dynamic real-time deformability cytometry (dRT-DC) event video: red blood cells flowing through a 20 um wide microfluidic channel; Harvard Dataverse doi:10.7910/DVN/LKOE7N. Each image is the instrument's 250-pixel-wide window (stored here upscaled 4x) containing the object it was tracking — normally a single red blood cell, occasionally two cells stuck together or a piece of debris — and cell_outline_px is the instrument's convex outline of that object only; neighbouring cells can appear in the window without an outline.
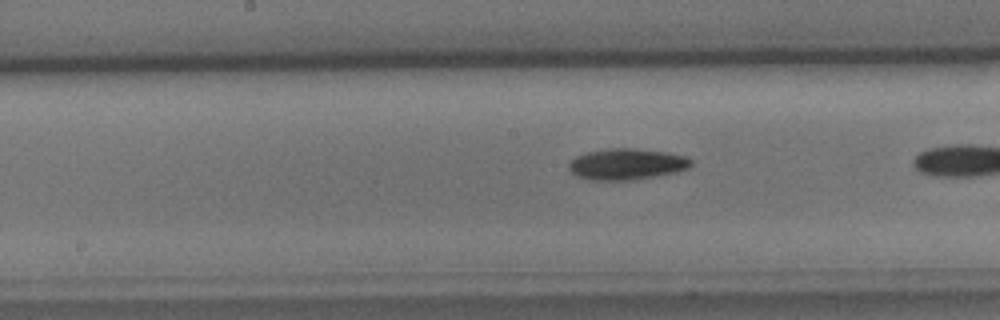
{"species": "common noctule bat (a hibernating species)", "species_latin": "Nyctalus noctula", "temperature_condition": "cold", "stored_images_in_passage": 36, "camera_frame_rate_fps": 3000, "um_per_image_px": 0.085, "animal": {"sex": "male", "body_mass_g": 15.6}, "frame": {"image": 1, "passage_image": 21, "time_ms": 6.667, "image_size_px": [1000, 320], "cell_outline_px": [[692, 164], [688, 168], [676, 172], [656, 176], [628, 180], [592, 180], [576, 176], [568, 168], [568, 164], [576, 156], [588, 152], [608, 148], [632, 148], [668, 152], [684, 156], [692, 160]], "centroid_in_image_um": [53.27, 13.95], "position_along_channel_um": 194.9, "area_um2": 22.14}}